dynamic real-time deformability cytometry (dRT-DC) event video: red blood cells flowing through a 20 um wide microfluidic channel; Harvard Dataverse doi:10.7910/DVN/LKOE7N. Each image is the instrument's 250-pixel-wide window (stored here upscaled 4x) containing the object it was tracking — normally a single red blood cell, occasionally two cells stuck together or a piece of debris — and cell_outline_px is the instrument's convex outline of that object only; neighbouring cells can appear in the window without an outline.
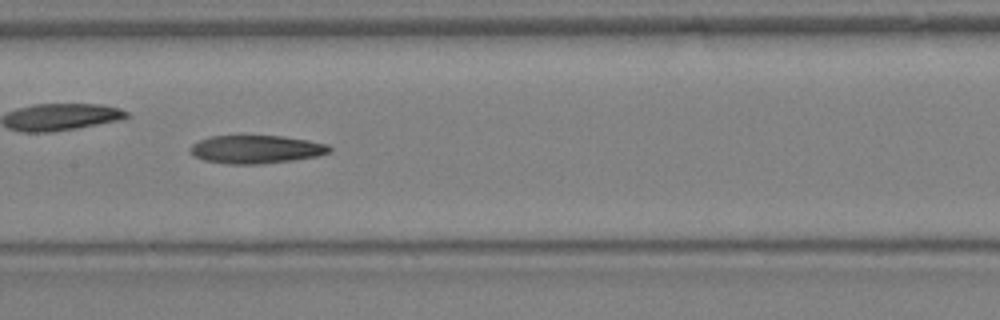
{"species": "Egyptian fruit bat (a non-hibernating species)", "species_latin": "Rousettus aegyptiacus", "temperature_condition": "warm", "stored_images_in_passage": 30, "camera_frame_rate_fps": 3000, "um_per_image_px": 0.085, "animal": {"sex": "female"}, "frame": {"image": 1, "passage_image": 13, "time_ms": 4.0, "image_size_px": [1000, 320], "cell_outline_px": [[332, 152], [316, 156], [292, 160], [260, 164], [228, 164], [204, 160], [196, 156], [188, 148], [192, 144], [200, 140], [212, 136], [280, 136], [308, 140], [328, 144], [332, 148]], "centroid_in_image_um": [21.8, 12.69], "position_along_channel_um": 185.6, "area_um2": 22.72}}
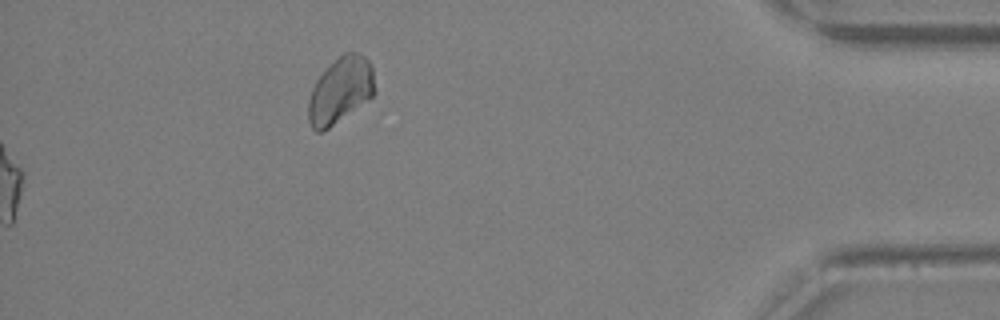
{"frame": {"image": 2, "passage_image": 30, "time_ms": 9.667, "image_size_px": [1000, 320], "cell_outline_px": [[376, 92], [372, 96], [328, 128], [320, 132], [316, 132], [312, 128], [308, 120], [308, 100], [312, 88], [316, 80], [344, 52], [356, 52], [364, 56], [368, 60], [372, 68]], "centroid_in_image_um": [28.93, 7.68], "position_along_channel_um": 406.3, "area_um2": 25.03}}